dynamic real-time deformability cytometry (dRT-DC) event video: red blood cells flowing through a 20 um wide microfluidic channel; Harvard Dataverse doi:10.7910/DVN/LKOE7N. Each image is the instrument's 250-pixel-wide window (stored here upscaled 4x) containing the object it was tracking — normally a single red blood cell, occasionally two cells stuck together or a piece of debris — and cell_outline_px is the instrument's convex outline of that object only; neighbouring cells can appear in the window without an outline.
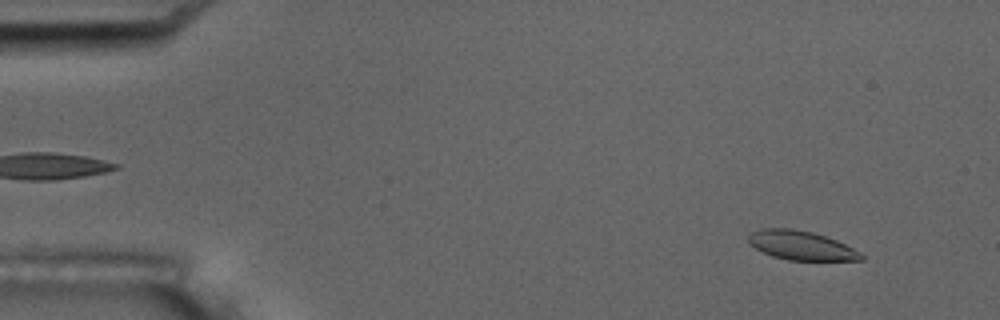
{"species": "common noctule bat (a hibernating species)", "species_latin": "Nyctalus noctula", "temperature_condition": "room temperature", "stored_images_in_passage": 11, "camera_frame_rate_fps": 3000, "um_per_image_px": 0.085, "animal": {"sex": "male", "body_mass_g": 17.5, "forearm_length_mm": 52.3}, "frame": {"image": 1, "passage_image": 1, "time_ms": 0.0, "image_size_px": [1000, 320], "cell_outline_px": [[864, 260], [788, 260], [772, 256], [748, 244], [748, 236], [752, 232], [764, 228], [792, 228], [812, 232], [836, 240], [860, 252], [864, 256]], "centroid_in_image_um": [68.08, 20.86], "position_along_channel_um": 16.9, "area_um2": 18.96}}
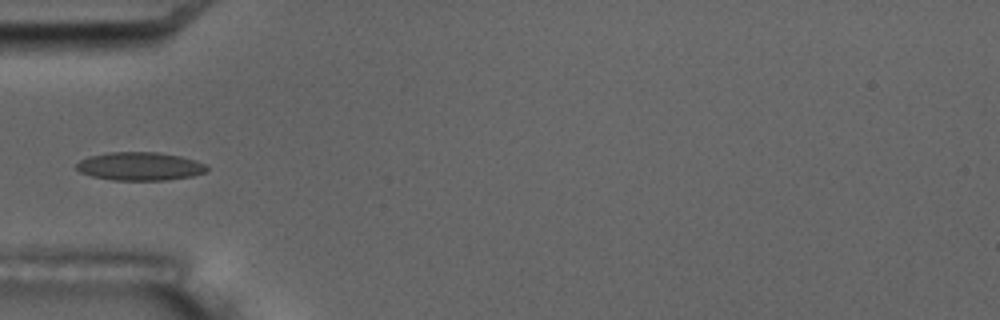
{"frame": {"image": 2, "passage_image": 5, "time_ms": 4.667, "image_size_px": [1000, 320], "cell_outline_px": [[208, 168], [204, 172], [192, 176], [164, 180], [112, 180], [92, 176], [80, 172], [76, 168], [76, 164], [80, 160], [88, 156], [108, 152], [160, 152], [180, 156], [196, 160], [204, 164]], "centroid_in_image_um": [11.86, 14.13], "position_along_channel_um": 73.1, "area_um2": 21.5}}
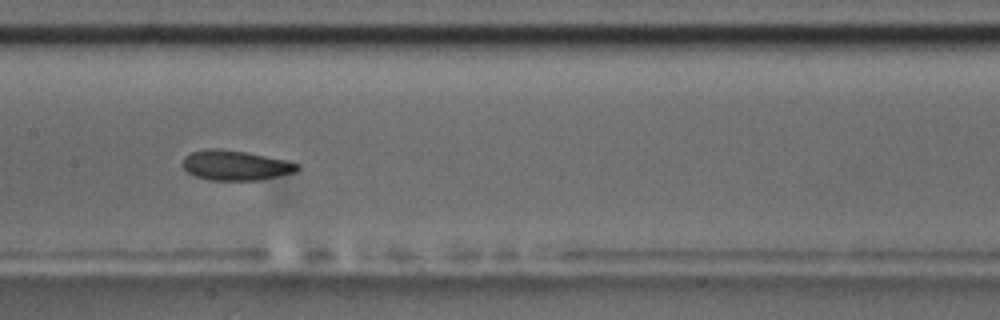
{"frame": {"image": 3, "passage_image": 8, "time_ms": 8.0, "image_size_px": [1000, 320], "cell_outline_px": [[300, 168], [296, 172], [260, 180], [208, 180], [196, 176], [188, 172], [184, 168], [184, 156], [192, 152], [208, 148], [220, 148], [244, 152], [284, 160], [300, 164]], "centroid_in_image_um": [20.02, 14.06], "position_along_channel_um": 187.4, "area_um2": 19.83}}